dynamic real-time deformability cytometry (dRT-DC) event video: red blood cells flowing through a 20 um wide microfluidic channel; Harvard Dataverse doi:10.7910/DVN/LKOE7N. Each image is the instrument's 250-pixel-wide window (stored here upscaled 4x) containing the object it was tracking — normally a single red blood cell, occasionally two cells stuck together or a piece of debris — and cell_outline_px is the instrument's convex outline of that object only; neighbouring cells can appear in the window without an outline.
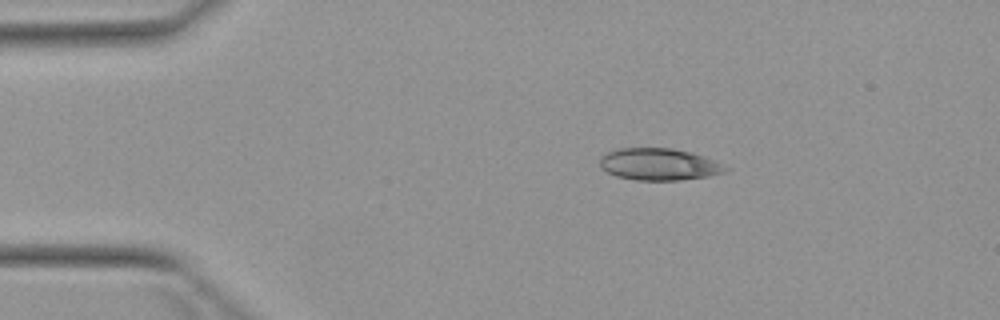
{"species": "Egyptian fruit bat (a non-hibernating species)", "species_latin": "Rousettus aegyptiacus", "temperature_condition": "warm", "stored_images_in_passage": 2, "camera_frame_rate_fps": 3000, "um_per_image_px": 0.085, "animal": {"sex": "female"}, "frame": {"image": 1, "passage_image": 1, "time_ms": 0.0, "image_size_px": [1000, 320], "cell_outline_px": [[728, 172], [708, 176], [680, 180], [636, 180], [616, 176], [600, 168], [600, 156], [616, 148], [672, 148], [692, 152], [704, 156], [728, 168]], "centroid_in_image_um": [55.99, 13.96], "position_along_channel_um": 29.0, "area_um2": 23.41}}